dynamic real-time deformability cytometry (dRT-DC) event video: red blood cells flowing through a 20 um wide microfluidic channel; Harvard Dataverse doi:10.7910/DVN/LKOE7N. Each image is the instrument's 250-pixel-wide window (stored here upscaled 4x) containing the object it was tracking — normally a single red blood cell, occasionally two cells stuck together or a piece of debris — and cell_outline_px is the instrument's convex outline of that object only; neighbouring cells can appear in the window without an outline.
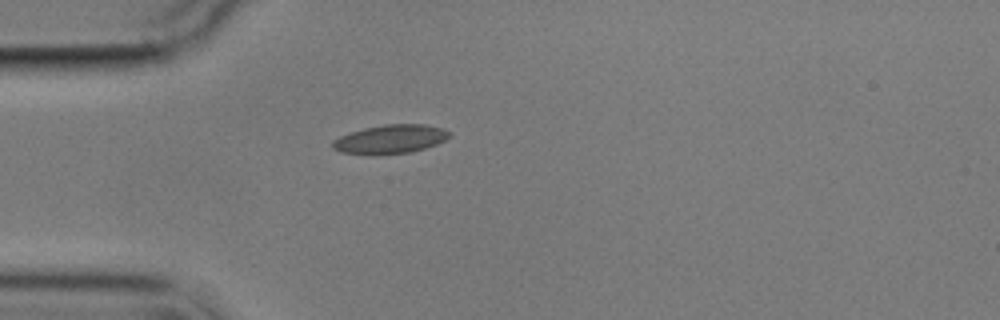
{"species": "common noctule bat (a hibernating species)", "species_latin": "Nyctalus noctula", "temperature_condition": "cold", "stored_images_in_passage": 1, "camera_frame_rate_fps": 3000, "um_per_image_px": 0.085, "animal": {"sex": "male", "body_mass_g": 17.9}, "frame": {"image": 1, "passage_image": 1, "time_ms": 0.0, "image_size_px": [1000, 320], "cell_outline_px": [[452, 136], [436, 144], [412, 152], [372, 156], [368, 156], [340, 152], [332, 148], [332, 140], [340, 136], [364, 128], [384, 124], [424, 124], [440, 128], [452, 132]], "centroid_in_image_um": [33.15, 11.85], "position_along_channel_um": 51.9, "area_um2": 19.94}}